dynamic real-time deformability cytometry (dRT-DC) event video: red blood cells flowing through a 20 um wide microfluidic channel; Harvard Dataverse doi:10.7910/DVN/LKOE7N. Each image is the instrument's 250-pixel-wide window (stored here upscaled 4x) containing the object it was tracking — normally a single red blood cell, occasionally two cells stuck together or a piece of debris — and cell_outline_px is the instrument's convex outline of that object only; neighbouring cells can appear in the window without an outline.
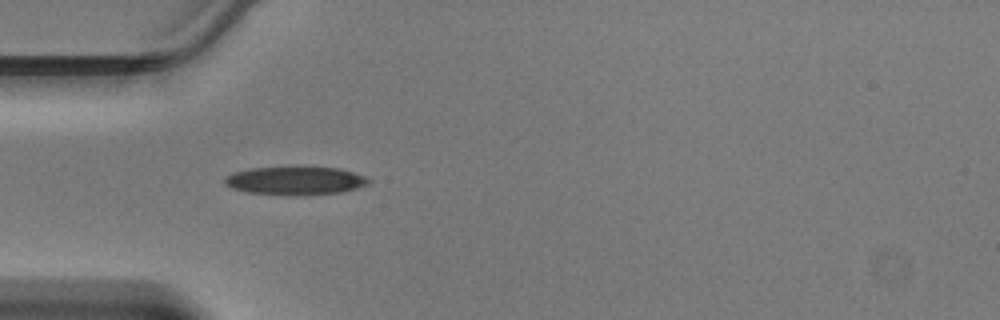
{"species": "Egyptian fruit bat (a non-hibernating species)", "species_latin": "Rousettus aegyptiacus", "temperature_condition": "warm", "stored_images_in_passage": 33, "camera_frame_rate_fps": 3000, "um_per_image_px": 0.085, "animal": {"sex": "male"}, "frame": {"image": 1, "passage_image": 1, "time_ms": 0.0, "image_size_px": [1000, 320], "cell_outline_px": [[372, 180], [368, 184], [356, 188], [340, 192], [248, 192], [232, 188], [224, 184], [224, 176], [232, 172], [252, 168], [340, 168], [364, 176]], "centroid_in_image_um": [25.07, 15.31], "position_along_channel_um": 59.9, "area_um2": 22.14}}
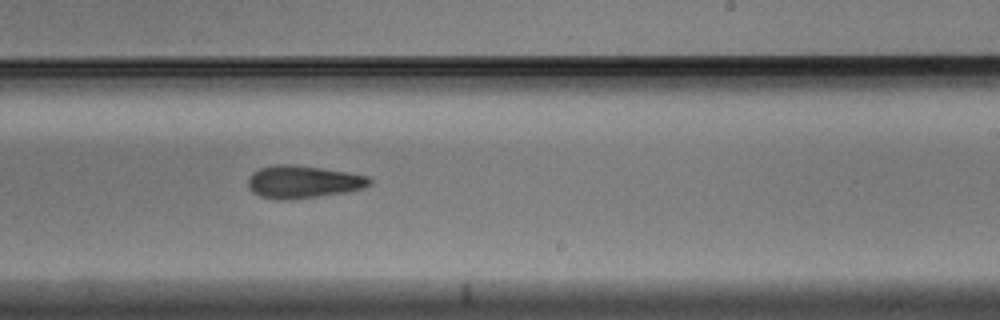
{"frame": {"image": 2, "passage_image": 15, "time_ms": 4.667, "image_size_px": [1000, 320], "cell_outline_px": [[372, 184], [364, 188], [348, 192], [292, 200], [276, 200], [260, 196], [252, 192], [248, 188], [248, 180], [252, 172], [260, 168], [280, 164], [292, 164], [348, 172], [368, 176], [372, 180]], "centroid_in_image_um": [25.77, 15.47], "position_along_channel_um": 263.2, "area_um2": 23.35}}
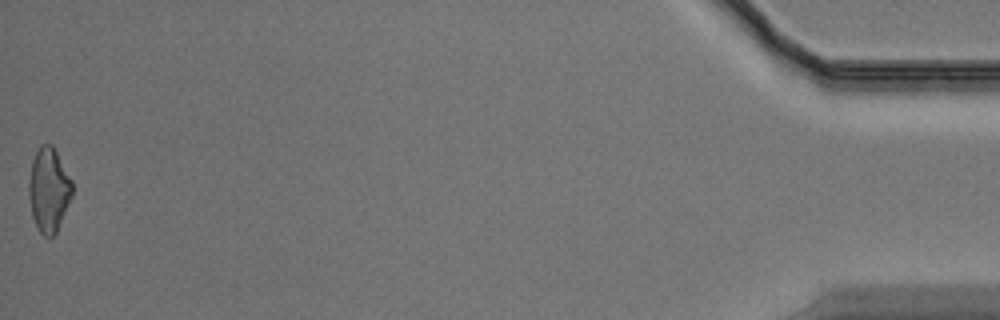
{"frame": {"image": 3, "passage_image": 33, "time_ms": 10.667, "image_size_px": [1000, 320], "cell_outline_px": [[72, 196], [56, 232], [52, 236], [44, 236], [40, 232], [32, 216], [28, 196], [28, 180], [32, 160], [40, 144], [52, 144], [72, 180]], "centroid_in_image_um": [4.13, 16.11], "position_along_channel_um": 431.1, "area_um2": 21.21}}